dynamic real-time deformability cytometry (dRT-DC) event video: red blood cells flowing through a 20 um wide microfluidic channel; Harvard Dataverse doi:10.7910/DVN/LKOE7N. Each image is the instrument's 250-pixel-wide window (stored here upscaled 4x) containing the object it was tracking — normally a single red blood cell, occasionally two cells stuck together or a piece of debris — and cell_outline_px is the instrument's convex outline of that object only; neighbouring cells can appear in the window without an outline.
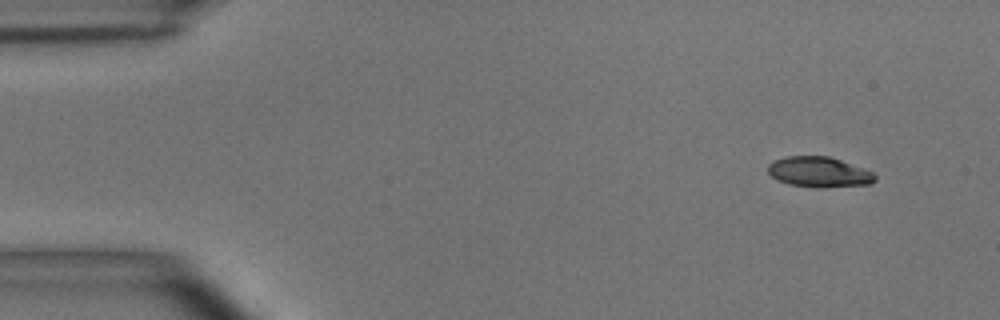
{"species": "common noctule bat (a hibernating species)", "species_latin": "Nyctalus noctula", "temperature_condition": "room temperature", "stored_images_in_passage": 17, "camera_frame_rate_fps": 3000, "um_per_image_px": 0.085, "animal": {"sex": "male", "body_mass_g": 15.6}, "frame": {"image": 1, "passage_image": 1, "time_ms": 0.0, "image_size_px": [1000, 320], "cell_outline_px": [[876, 180], [868, 184], [788, 184], [776, 180], [768, 172], [768, 164], [772, 160], [788, 156], [828, 156], [840, 160], [872, 172], [876, 176]], "centroid_in_image_um": [69.53, 14.55], "position_along_channel_um": 15.5, "area_um2": 17.69}}
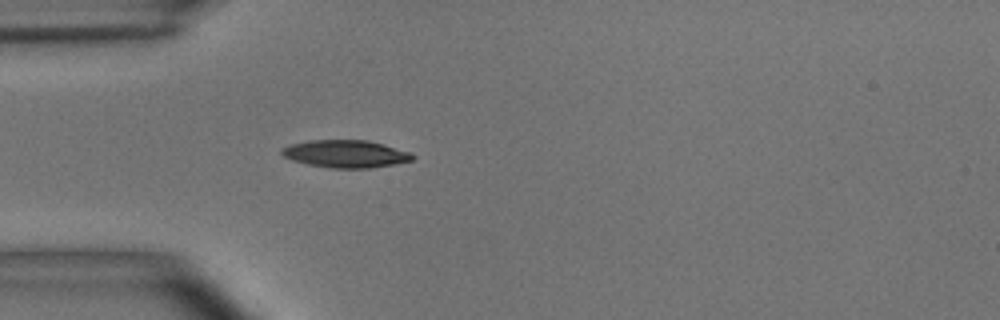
{"frame": {"image": 2, "passage_image": 12, "time_ms": 3.667, "image_size_px": [1000, 320], "cell_outline_px": [[416, 156], [412, 160], [372, 168], [332, 168], [308, 164], [292, 160], [284, 156], [280, 152], [280, 148], [292, 144], [308, 140], [368, 140], [408, 152]], "centroid_in_image_um": [29.34, 13.07], "position_along_channel_um": 55.7, "area_um2": 20.75}}
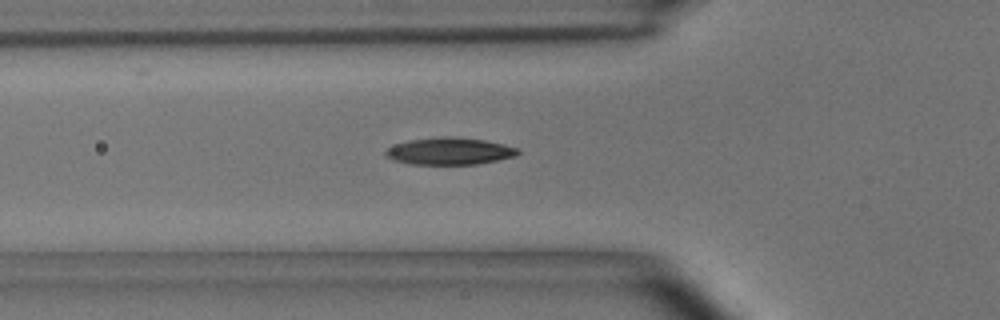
{"frame": {"image": 3, "passage_image": 15, "time_ms": 4.667, "image_size_px": [1000, 320], "cell_outline_px": [[520, 152], [516, 156], [476, 164], [408, 164], [392, 160], [384, 152], [388, 148], [396, 144], [408, 140], [440, 136], [452, 136], [484, 140], [520, 148]], "centroid_in_image_um": [38.21, 12.84], "position_along_channel_um": 87.6, "area_um2": 20.87}}